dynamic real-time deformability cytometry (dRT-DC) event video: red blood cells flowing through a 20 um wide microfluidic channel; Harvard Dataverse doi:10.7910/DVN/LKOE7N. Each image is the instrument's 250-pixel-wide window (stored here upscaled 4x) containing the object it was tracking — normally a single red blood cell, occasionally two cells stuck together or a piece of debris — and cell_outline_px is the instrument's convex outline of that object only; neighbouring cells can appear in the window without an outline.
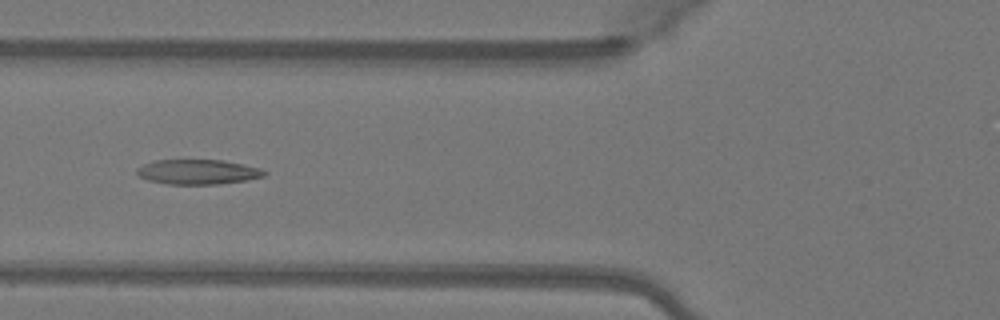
{"species": "Egyptian fruit bat (a non-hibernating species)", "species_latin": "Rousettus aegyptiacus", "temperature_condition": "warm", "stored_images_in_passage": 49, "camera_frame_rate_fps": 3000, "um_per_image_px": 0.085, "animal": {"sex": "female"}, "frame": {"image": 1, "passage_image": 19, "time_ms": 6.0, "image_size_px": [1000, 320], "cell_outline_px": [[268, 172], [264, 176], [248, 180], [216, 184], [168, 184], [148, 180], [140, 176], [136, 172], [136, 168], [144, 164], [156, 160], [224, 160], [244, 164], [260, 168]], "centroid_in_image_um": [16.84, 14.61], "position_along_channel_um": 109.0, "area_um2": 18.44}}
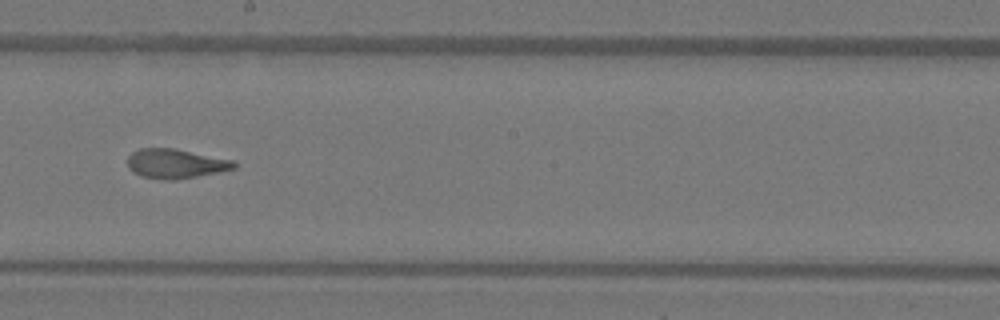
{"frame": {"image": 2, "passage_image": 28, "time_ms": 9.0, "image_size_px": [1000, 320], "cell_outline_px": [[236, 168], [176, 180], [164, 180], [140, 176], [132, 172], [128, 168], [128, 156], [132, 152], [140, 148], [172, 148], [232, 160], [236, 164]], "centroid_in_image_um": [14.86, 13.92], "position_along_channel_um": 233.3, "area_um2": 18.09}}
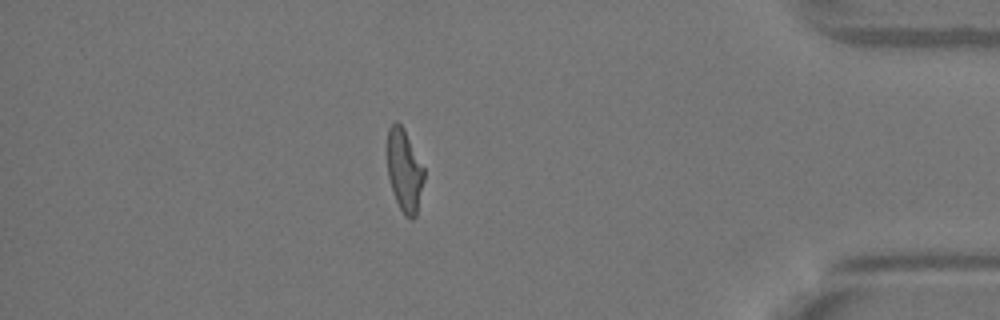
{"frame": {"image": 3, "passage_image": 43, "time_ms": 14.0, "image_size_px": [1000, 320], "cell_outline_px": [[424, 180], [416, 216], [412, 220], [404, 216], [396, 200], [388, 176], [388, 128], [396, 120], [404, 128], [424, 168]], "centroid_in_image_um": [34.39, 14.51], "position_along_channel_um": 400.8, "area_um2": 17.51}, "authors_computed_cell_mechanics": {"area_um2": 18.785, "velocity_mm_per_s": 4.1428, "shape_relaxation_time_tau1_ms": 7.1528, "shape_relaxation_time_tau2_ms": 0.9225, "deformation_change_tau1": 0.2603, "deformation_change_tau2": 0.0795}}